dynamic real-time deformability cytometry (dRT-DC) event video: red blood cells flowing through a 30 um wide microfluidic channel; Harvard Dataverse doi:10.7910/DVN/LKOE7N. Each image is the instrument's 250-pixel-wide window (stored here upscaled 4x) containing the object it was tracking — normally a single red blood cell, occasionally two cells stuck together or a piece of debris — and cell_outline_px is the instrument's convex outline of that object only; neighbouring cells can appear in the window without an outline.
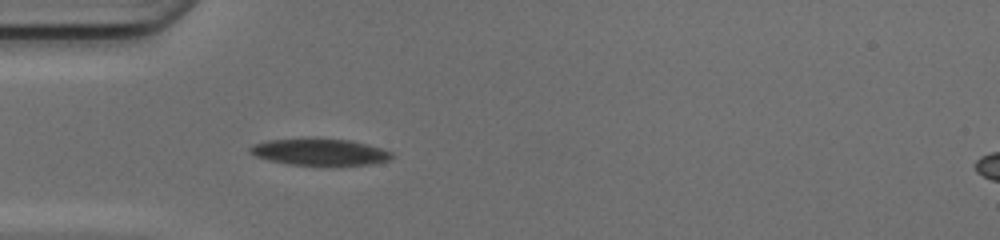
{"species": "common noctule bat (a hibernating species)", "species_latin": "Nyctalus noctula", "temperature_condition": "cold", "stored_images_in_passage": 35, "camera_frame_rate_fps": 3000, "um_per_image_px": 0.085, "animal": {"sex": "female", "body_mass_g": 17.0, "forearm_length_mm": 48.0}, "frame": {"image": 1, "passage_image": 1, "time_ms": 0.0, "image_size_px": [1000, 240], "cell_outline_px": [[392, 160], [368, 164], [288, 164], [268, 160], [256, 156], [248, 152], [248, 148], [252, 144], [268, 140], [352, 140], [368, 144], [392, 152]], "centroid_in_image_um": [27.17, 12.93], "position_along_channel_um": 57.8, "area_um2": 21.21}}
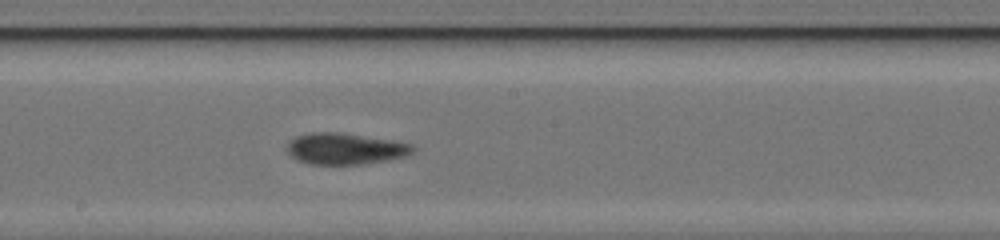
{"frame": {"image": 2, "passage_image": 13, "time_ms": 4.0, "image_size_px": [1000, 240], "cell_outline_px": [[416, 148], [412, 152], [404, 156], [384, 160], [360, 164], [308, 164], [292, 156], [288, 152], [288, 140], [296, 136], [312, 132], [340, 132], [396, 140], [412, 144]], "centroid_in_image_um": [29.35, 12.62], "position_along_channel_um": 218.9, "area_um2": 22.89}}
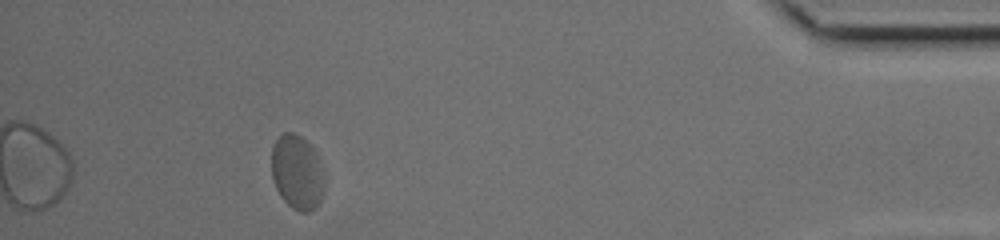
{"frame": {"image": 3, "passage_image": 31, "time_ms": 10.0, "image_size_px": [1000, 240], "cell_outline_px": [[324, 192], [320, 204], [312, 212], [300, 212], [292, 208], [280, 196], [276, 188], [272, 176], [272, 144], [276, 136], [284, 132], [292, 132], [300, 136], [316, 152], [324, 180]], "centroid_in_image_um": [25.25, 14.66], "position_along_channel_um": 410.0, "area_um2": 23.18}, "authors_computed_cell_mechanics": {"area_um2": 23.0044, "velocity_mm_per_s": 4.1397, "shape_relaxation_time_tau1_ms": 2.4622, "shape_relaxation_time_tau2_ms": 1.6627, "deformation_change_tau1": 0.1206, "deformation_change_tau2": 0.0807}}